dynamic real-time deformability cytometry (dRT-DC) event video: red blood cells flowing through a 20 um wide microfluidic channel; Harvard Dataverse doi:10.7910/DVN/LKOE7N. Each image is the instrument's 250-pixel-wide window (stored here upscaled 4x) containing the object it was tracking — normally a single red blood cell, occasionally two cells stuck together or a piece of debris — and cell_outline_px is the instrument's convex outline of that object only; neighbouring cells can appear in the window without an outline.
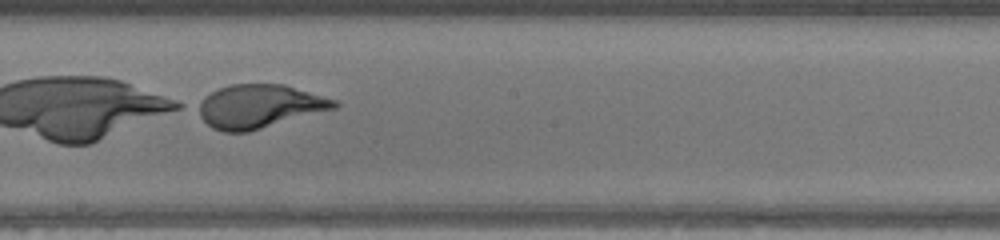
{"species": "human", "species_latin": "Homo sapiens", "temperature_condition": "warm", "stored_images_in_passage": 37, "camera_frame_rate_fps": 3000, "um_per_image_px": 0.085, "donor": {"sex": "male"}, "frame": {"image": 1, "passage_image": 25, "time_ms": 8.0, "image_size_px": [1000, 240], "cell_outline_px": [[340, 104], [336, 108], [248, 132], [224, 132], [212, 128], [192, 108], [204, 96], [216, 88], [228, 84], [284, 84], [336, 100]], "centroid_in_image_um": [21.97, 9.03], "position_along_channel_um": 226.2, "area_um2": 34.8}}
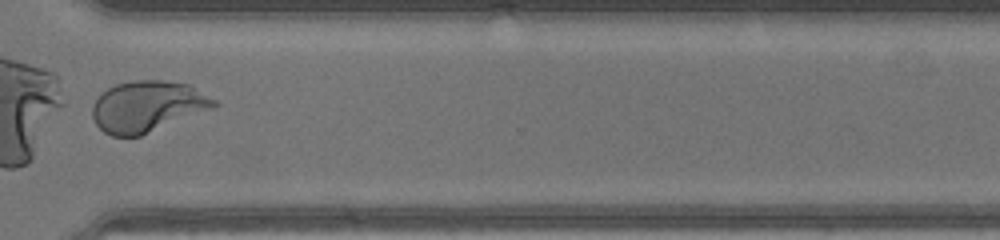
{"frame": {"image": 2, "passage_image": 34, "time_ms": 11.0, "image_size_px": [1000, 240], "cell_outline_px": [[220, 104], [212, 108], [140, 136], [112, 136], [104, 132], [96, 124], [92, 116], [92, 104], [108, 88], [116, 84], [132, 80], [164, 80], [188, 84], [216, 100]], "centroid_in_image_um": [12.52, 9.04], "position_along_channel_um": 358.1, "area_um2": 35.89}}